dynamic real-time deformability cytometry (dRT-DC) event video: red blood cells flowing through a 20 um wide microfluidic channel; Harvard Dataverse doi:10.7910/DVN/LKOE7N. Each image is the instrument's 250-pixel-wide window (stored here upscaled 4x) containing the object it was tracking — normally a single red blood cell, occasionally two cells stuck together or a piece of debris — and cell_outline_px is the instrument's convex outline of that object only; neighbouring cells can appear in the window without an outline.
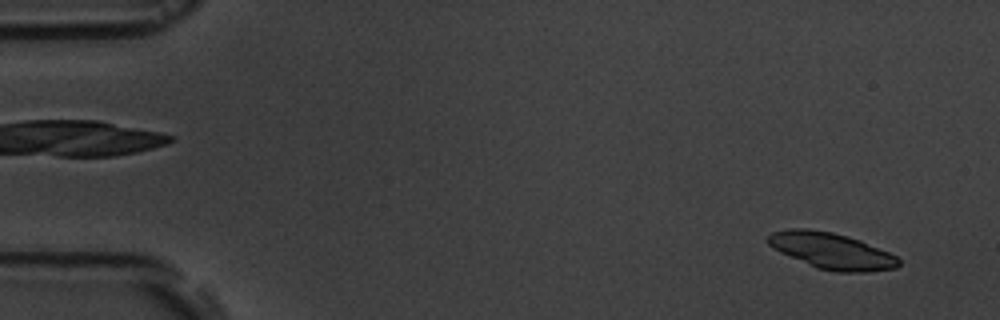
{"species": "common noctule bat (a hibernating species)", "species_latin": "Nyctalus noctula", "temperature_condition": "room temperature", "stored_images_in_passage": 6, "camera_frame_rate_fps": 3000, "um_per_image_px": 0.085, "animal": {"sex": "male", "body_mass_g": 19.5, "forearm_length_mm": 54.6}, "frame": {"image": 1, "passage_image": 1, "time_ms": 0.0, "image_size_px": [1000, 320], "cell_outline_px": [[900, 264], [896, 268], [864, 272], [836, 272], [816, 268], [780, 252], [772, 248], [764, 240], [772, 232], [788, 228], [808, 228], [832, 232], [848, 236], [860, 240], [888, 252], [896, 256], [900, 260]], "centroid_in_image_um": [70.64, 21.31], "position_along_channel_um": 14.4, "area_um2": 27.69}}